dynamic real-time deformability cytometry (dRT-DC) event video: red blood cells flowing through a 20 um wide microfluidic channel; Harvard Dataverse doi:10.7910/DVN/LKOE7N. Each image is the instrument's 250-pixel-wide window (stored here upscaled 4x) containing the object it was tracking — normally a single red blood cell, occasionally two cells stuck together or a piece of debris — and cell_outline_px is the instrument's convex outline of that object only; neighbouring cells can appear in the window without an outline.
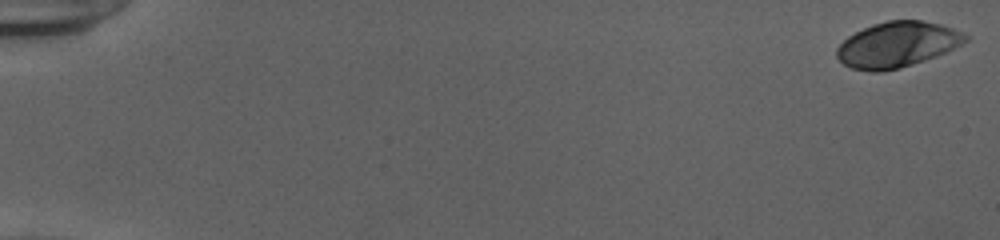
{"species": "human", "species_latin": "Homo sapiens", "temperature_condition": "cold", "stored_images_in_passage": 54, "camera_frame_rate_fps": 3000, "um_per_image_px": 0.085, "donor": {"sex": "female"}, "frame": {"image": 1, "passage_image": 1, "time_ms": 0.0, "image_size_px": [1000, 240], "cell_outline_px": [[968, 40], [936, 56], [900, 68], [884, 72], [872, 72], [852, 68], [844, 64], [836, 56], [836, 48], [848, 36], [872, 24], [888, 20], [920, 20], [940, 24], [964, 32], [968, 36]], "centroid_in_image_um": [76.24, 3.79], "position_along_channel_um": 8.8, "area_um2": 33.93}}
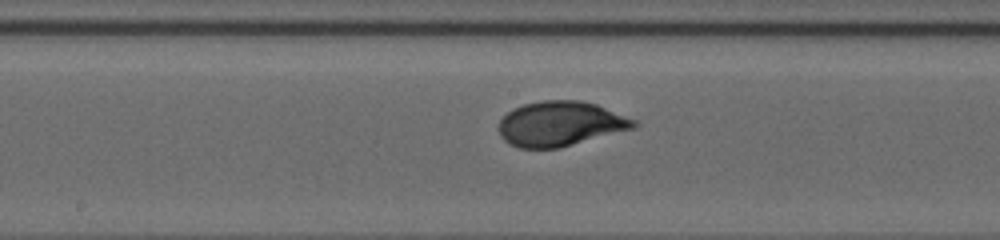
{"frame": {"image": 2, "passage_image": 30, "time_ms": 9.667, "image_size_px": [1000, 240], "cell_outline_px": [[640, 124], [636, 128], [560, 148], [520, 148], [504, 140], [500, 136], [500, 120], [508, 112], [524, 104], [544, 100], [580, 100], [596, 104], [636, 120]], "centroid_in_image_um": [47.68, 10.52], "position_along_channel_um": 200.5, "area_um2": 35.2}}
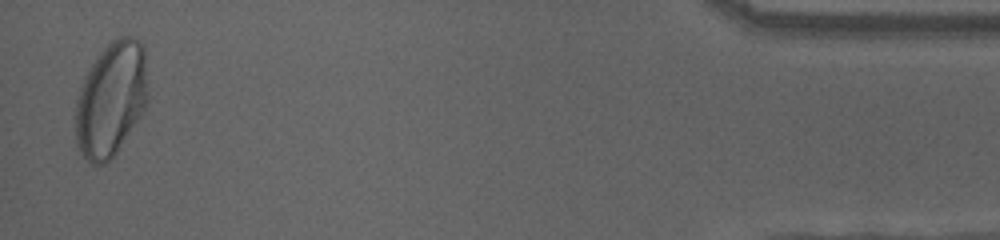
{"frame": {"image": 3, "passage_image": 53, "time_ms": 17.333, "image_size_px": [1000, 240], "cell_outline_px": [[148, 104], [116, 152], [104, 164], [92, 164], [80, 152], [76, 144], [76, 96], [84, 76], [100, 52], [116, 36], [132, 36], [140, 40], [144, 44], [148, 92]], "centroid_in_image_um": [9.45, 8.39], "position_along_channel_um": 425.7, "area_um2": 48.49}, "authors_computed_cell_mechanics": {"area_um2": 34.2465, "velocity_mm_per_s": 3.8987, "shape_relaxation_time_tau1_ms": 3.9009, "shape_relaxation_time_tau2_ms": null, "deformation_change_tau1": 0.1866, "deformation_change_tau2": null}}